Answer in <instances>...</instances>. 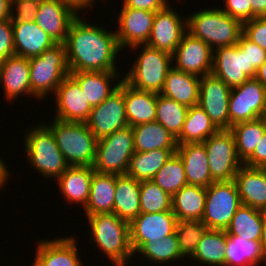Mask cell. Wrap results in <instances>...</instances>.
<instances>
[{"label":"cell","mask_w":266,"mask_h":266,"mask_svg":"<svg viewBox=\"0 0 266 266\" xmlns=\"http://www.w3.org/2000/svg\"><path fill=\"white\" fill-rule=\"evenodd\" d=\"M64 45L69 72H118L115 61L122 50L116 32L90 24L78 15L69 27Z\"/></svg>","instance_id":"1"},{"label":"cell","mask_w":266,"mask_h":266,"mask_svg":"<svg viewBox=\"0 0 266 266\" xmlns=\"http://www.w3.org/2000/svg\"><path fill=\"white\" fill-rule=\"evenodd\" d=\"M90 229V241L103 251L115 266H128L135 255L130 243V223L115 213H99L86 216Z\"/></svg>","instance_id":"2"},{"label":"cell","mask_w":266,"mask_h":266,"mask_svg":"<svg viewBox=\"0 0 266 266\" xmlns=\"http://www.w3.org/2000/svg\"><path fill=\"white\" fill-rule=\"evenodd\" d=\"M187 32L207 43L213 50L238 43L243 23L219 8L195 11L186 18Z\"/></svg>","instance_id":"3"},{"label":"cell","mask_w":266,"mask_h":266,"mask_svg":"<svg viewBox=\"0 0 266 266\" xmlns=\"http://www.w3.org/2000/svg\"><path fill=\"white\" fill-rule=\"evenodd\" d=\"M44 124L53 133L69 166L93 167L98 139L85 122L62 121L54 118L51 124Z\"/></svg>","instance_id":"4"},{"label":"cell","mask_w":266,"mask_h":266,"mask_svg":"<svg viewBox=\"0 0 266 266\" xmlns=\"http://www.w3.org/2000/svg\"><path fill=\"white\" fill-rule=\"evenodd\" d=\"M23 139L28 163L46 179L56 180L69 167L53 133L44 123L29 128Z\"/></svg>","instance_id":"5"},{"label":"cell","mask_w":266,"mask_h":266,"mask_svg":"<svg viewBox=\"0 0 266 266\" xmlns=\"http://www.w3.org/2000/svg\"><path fill=\"white\" fill-rule=\"evenodd\" d=\"M143 47V48H140ZM141 51L136 55L132 67L123 80L131 87L160 94L168 72L173 68L172 55L157 50L147 44L136 45L129 49Z\"/></svg>","instance_id":"6"},{"label":"cell","mask_w":266,"mask_h":266,"mask_svg":"<svg viewBox=\"0 0 266 266\" xmlns=\"http://www.w3.org/2000/svg\"><path fill=\"white\" fill-rule=\"evenodd\" d=\"M31 96L44 99L53 96L60 83L70 75L66 58V47L56 43L42 54L29 58Z\"/></svg>","instance_id":"7"},{"label":"cell","mask_w":266,"mask_h":266,"mask_svg":"<svg viewBox=\"0 0 266 266\" xmlns=\"http://www.w3.org/2000/svg\"><path fill=\"white\" fill-rule=\"evenodd\" d=\"M134 152V135L128 126L97 140L93 169L101 174H126Z\"/></svg>","instance_id":"8"},{"label":"cell","mask_w":266,"mask_h":266,"mask_svg":"<svg viewBox=\"0 0 266 266\" xmlns=\"http://www.w3.org/2000/svg\"><path fill=\"white\" fill-rule=\"evenodd\" d=\"M241 205L234 180L213 182L206 187L205 209L201 221L208 229L226 230Z\"/></svg>","instance_id":"9"},{"label":"cell","mask_w":266,"mask_h":266,"mask_svg":"<svg viewBox=\"0 0 266 266\" xmlns=\"http://www.w3.org/2000/svg\"><path fill=\"white\" fill-rule=\"evenodd\" d=\"M202 143L208 155L213 181L233 180L243 162L238 158L232 132L229 129H219Z\"/></svg>","instance_id":"10"},{"label":"cell","mask_w":266,"mask_h":266,"mask_svg":"<svg viewBox=\"0 0 266 266\" xmlns=\"http://www.w3.org/2000/svg\"><path fill=\"white\" fill-rule=\"evenodd\" d=\"M85 124L97 139L129 126L124 100V80L107 99L92 107Z\"/></svg>","instance_id":"11"},{"label":"cell","mask_w":266,"mask_h":266,"mask_svg":"<svg viewBox=\"0 0 266 266\" xmlns=\"http://www.w3.org/2000/svg\"><path fill=\"white\" fill-rule=\"evenodd\" d=\"M266 101V88L256 78L232 88L229 96V124L231 126L260 117Z\"/></svg>","instance_id":"12"},{"label":"cell","mask_w":266,"mask_h":266,"mask_svg":"<svg viewBox=\"0 0 266 266\" xmlns=\"http://www.w3.org/2000/svg\"><path fill=\"white\" fill-rule=\"evenodd\" d=\"M231 89L214 74L200 78L198 105L206 112L218 129H230L229 96Z\"/></svg>","instance_id":"13"},{"label":"cell","mask_w":266,"mask_h":266,"mask_svg":"<svg viewBox=\"0 0 266 266\" xmlns=\"http://www.w3.org/2000/svg\"><path fill=\"white\" fill-rule=\"evenodd\" d=\"M213 53L207 43L186 32L172 54L173 68L202 77L212 72Z\"/></svg>","instance_id":"14"},{"label":"cell","mask_w":266,"mask_h":266,"mask_svg":"<svg viewBox=\"0 0 266 266\" xmlns=\"http://www.w3.org/2000/svg\"><path fill=\"white\" fill-rule=\"evenodd\" d=\"M187 32L186 19L179 16L176 9L167 5L154 16L153 26L147 45L157 50L173 54Z\"/></svg>","instance_id":"15"},{"label":"cell","mask_w":266,"mask_h":266,"mask_svg":"<svg viewBox=\"0 0 266 266\" xmlns=\"http://www.w3.org/2000/svg\"><path fill=\"white\" fill-rule=\"evenodd\" d=\"M177 218L172 211L140 213L130 223V243L135 253L143 244L162 240L173 234Z\"/></svg>","instance_id":"16"},{"label":"cell","mask_w":266,"mask_h":266,"mask_svg":"<svg viewBox=\"0 0 266 266\" xmlns=\"http://www.w3.org/2000/svg\"><path fill=\"white\" fill-rule=\"evenodd\" d=\"M121 8L117 18L118 30L115 31L120 49L146 44L156 12L128 7Z\"/></svg>","instance_id":"17"},{"label":"cell","mask_w":266,"mask_h":266,"mask_svg":"<svg viewBox=\"0 0 266 266\" xmlns=\"http://www.w3.org/2000/svg\"><path fill=\"white\" fill-rule=\"evenodd\" d=\"M211 73L230 89L242 85L249 79L247 52L238 44L216 48Z\"/></svg>","instance_id":"18"},{"label":"cell","mask_w":266,"mask_h":266,"mask_svg":"<svg viewBox=\"0 0 266 266\" xmlns=\"http://www.w3.org/2000/svg\"><path fill=\"white\" fill-rule=\"evenodd\" d=\"M54 97V118L72 122H85L88 119L92 107L79 84L70 75L57 87Z\"/></svg>","instance_id":"19"},{"label":"cell","mask_w":266,"mask_h":266,"mask_svg":"<svg viewBox=\"0 0 266 266\" xmlns=\"http://www.w3.org/2000/svg\"><path fill=\"white\" fill-rule=\"evenodd\" d=\"M78 15L71 6L59 0H47L39 4L34 21L52 40L64 44L69 27Z\"/></svg>","instance_id":"20"},{"label":"cell","mask_w":266,"mask_h":266,"mask_svg":"<svg viewBox=\"0 0 266 266\" xmlns=\"http://www.w3.org/2000/svg\"><path fill=\"white\" fill-rule=\"evenodd\" d=\"M76 241L73 236L40 240L32 266H83Z\"/></svg>","instance_id":"21"},{"label":"cell","mask_w":266,"mask_h":266,"mask_svg":"<svg viewBox=\"0 0 266 266\" xmlns=\"http://www.w3.org/2000/svg\"><path fill=\"white\" fill-rule=\"evenodd\" d=\"M0 85L6 101L31 95L29 59L12 55L0 63Z\"/></svg>","instance_id":"22"},{"label":"cell","mask_w":266,"mask_h":266,"mask_svg":"<svg viewBox=\"0 0 266 266\" xmlns=\"http://www.w3.org/2000/svg\"><path fill=\"white\" fill-rule=\"evenodd\" d=\"M233 180L243 205L266 211V168L243 164Z\"/></svg>","instance_id":"23"},{"label":"cell","mask_w":266,"mask_h":266,"mask_svg":"<svg viewBox=\"0 0 266 266\" xmlns=\"http://www.w3.org/2000/svg\"><path fill=\"white\" fill-rule=\"evenodd\" d=\"M119 74L100 71L70 72V76L79 84L91 107L98 106L118 88L123 80ZM115 82L116 85L112 87Z\"/></svg>","instance_id":"24"},{"label":"cell","mask_w":266,"mask_h":266,"mask_svg":"<svg viewBox=\"0 0 266 266\" xmlns=\"http://www.w3.org/2000/svg\"><path fill=\"white\" fill-rule=\"evenodd\" d=\"M15 55L25 58L39 56L56 42L35 21L12 22Z\"/></svg>","instance_id":"25"},{"label":"cell","mask_w":266,"mask_h":266,"mask_svg":"<svg viewBox=\"0 0 266 266\" xmlns=\"http://www.w3.org/2000/svg\"><path fill=\"white\" fill-rule=\"evenodd\" d=\"M176 153L183 161L188 184L208 187L214 182L210 175L208 155L202 142L178 144Z\"/></svg>","instance_id":"26"},{"label":"cell","mask_w":266,"mask_h":266,"mask_svg":"<svg viewBox=\"0 0 266 266\" xmlns=\"http://www.w3.org/2000/svg\"><path fill=\"white\" fill-rule=\"evenodd\" d=\"M94 169L91 166H69L66 171L58 177L57 185L64 199L72 205L73 203L86 206L89 198L91 180ZM72 203V204H71Z\"/></svg>","instance_id":"27"},{"label":"cell","mask_w":266,"mask_h":266,"mask_svg":"<svg viewBox=\"0 0 266 266\" xmlns=\"http://www.w3.org/2000/svg\"><path fill=\"white\" fill-rule=\"evenodd\" d=\"M200 78L172 68L166 76L160 94L187 107L198 105Z\"/></svg>","instance_id":"28"},{"label":"cell","mask_w":266,"mask_h":266,"mask_svg":"<svg viewBox=\"0 0 266 266\" xmlns=\"http://www.w3.org/2000/svg\"><path fill=\"white\" fill-rule=\"evenodd\" d=\"M157 95L135 89L124 81L126 118L130 127L155 121Z\"/></svg>","instance_id":"29"},{"label":"cell","mask_w":266,"mask_h":266,"mask_svg":"<svg viewBox=\"0 0 266 266\" xmlns=\"http://www.w3.org/2000/svg\"><path fill=\"white\" fill-rule=\"evenodd\" d=\"M117 175L94 172L86 206V216L99 213H114Z\"/></svg>","instance_id":"30"},{"label":"cell","mask_w":266,"mask_h":266,"mask_svg":"<svg viewBox=\"0 0 266 266\" xmlns=\"http://www.w3.org/2000/svg\"><path fill=\"white\" fill-rule=\"evenodd\" d=\"M114 213L128 223L140 214V181L127 174L117 175Z\"/></svg>","instance_id":"31"},{"label":"cell","mask_w":266,"mask_h":266,"mask_svg":"<svg viewBox=\"0 0 266 266\" xmlns=\"http://www.w3.org/2000/svg\"><path fill=\"white\" fill-rule=\"evenodd\" d=\"M135 152L157 149H177L176 138L157 121L132 127Z\"/></svg>","instance_id":"32"},{"label":"cell","mask_w":266,"mask_h":266,"mask_svg":"<svg viewBox=\"0 0 266 266\" xmlns=\"http://www.w3.org/2000/svg\"><path fill=\"white\" fill-rule=\"evenodd\" d=\"M206 187L187 184L172 196V212L178 221L202 220Z\"/></svg>","instance_id":"33"},{"label":"cell","mask_w":266,"mask_h":266,"mask_svg":"<svg viewBox=\"0 0 266 266\" xmlns=\"http://www.w3.org/2000/svg\"><path fill=\"white\" fill-rule=\"evenodd\" d=\"M265 263L260 241L246 240L228 235L225 249V266H258Z\"/></svg>","instance_id":"34"},{"label":"cell","mask_w":266,"mask_h":266,"mask_svg":"<svg viewBox=\"0 0 266 266\" xmlns=\"http://www.w3.org/2000/svg\"><path fill=\"white\" fill-rule=\"evenodd\" d=\"M176 151L177 149H157L134 152L126 174L138 181L152 180Z\"/></svg>","instance_id":"35"},{"label":"cell","mask_w":266,"mask_h":266,"mask_svg":"<svg viewBox=\"0 0 266 266\" xmlns=\"http://www.w3.org/2000/svg\"><path fill=\"white\" fill-rule=\"evenodd\" d=\"M219 129L206 112L199 106L189 107L181 133L176 137L177 144L204 142Z\"/></svg>","instance_id":"36"},{"label":"cell","mask_w":266,"mask_h":266,"mask_svg":"<svg viewBox=\"0 0 266 266\" xmlns=\"http://www.w3.org/2000/svg\"><path fill=\"white\" fill-rule=\"evenodd\" d=\"M227 236L225 230L207 229L191 256L193 261L204 266H225Z\"/></svg>","instance_id":"37"},{"label":"cell","mask_w":266,"mask_h":266,"mask_svg":"<svg viewBox=\"0 0 266 266\" xmlns=\"http://www.w3.org/2000/svg\"><path fill=\"white\" fill-rule=\"evenodd\" d=\"M265 212L241 205L235 212L227 229V235H237L250 241H260Z\"/></svg>","instance_id":"38"},{"label":"cell","mask_w":266,"mask_h":266,"mask_svg":"<svg viewBox=\"0 0 266 266\" xmlns=\"http://www.w3.org/2000/svg\"><path fill=\"white\" fill-rule=\"evenodd\" d=\"M235 139L238 158L244 163L254 152L266 131V124L260 119L237 123L229 129Z\"/></svg>","instance_id":"39"},{"label":"cell","mask_w":266,"mask_h":266,"mask_svg":"<svg viewBox=\"0 0 266 266\" xmlns=\"http://www.w3.org/2000/svg\"><path fill=\"white\" fill-rule=\"evenodd\" d=\"M141 254V257L146 258L148 262L167 264V262H175L180 260H185L181 255L178 243V237L176 232L165 236L162 240H156L152 243L143 244L135 254ZM184 258V259H183Z\"/></svg>","instance_id":"40"},{"label":"cell","mask_w":266,"mask_h":266,"mask_svg":"<svg viewBox=\"0 0 266 266\" xmlns=\"http://www.w3.org/2000/svg\"><path fill=\"white\" fill-rule=\"evenodd\" d=\"M188 110L189 107L158 94L155 121L163 125L176 138L181 133Z\"/></svg>","instance_id":"41"},{"label":"cell","mask_w":266,"mask_h":266,"mask_svg":"<svg viewBox=\"0 0 266 266\" xmlns=\"http://www.w3.org/2000/svg\"><path fill=\"white\" fill-rule=\"evenodd\" d=\"M163 191L171 196L186 186L187 178L183 161L177 153L163 165L152 179Z\"/></svg>","instance_id":"42"},{"label":"cell","mask_w":266,"mask_h":266,"mask_svg":"<svg viewBox=\"0 0 266 266\" xmlns=\"http://www.w3.org/2000/svg\"><path fill=\"white\" fill-rule=\"evenodd\" d=\"M172 196L152 180L140 181V213L172 211Z\"/></svg>","instance_id":"43"},{"label":"cell","mask_w":266,"mask_h":266,"mask_svg":"<svg viewBox=\"0 0 266 266\" xmlns=\"http://www.w3.org/2000/svg\"><path fill=\"white\" fill-rule=\"evenodd\" d=\"M208 228L201 220L177 221L175 232L178 237L179 249L183 257L190 258Z\"/></svg>","instance_id":"44"},{"label":"cell","mask_w":266,"mask_h":266,"mask_svg":"<svg viewBox=\"0 0 266 266\" xmlns=\"http://www.w3.org/2000/svg\"><path fill=\"white\" fill-rule=\"evenodd\" d=\"M237 44L244 52H247L248 77L255 78L256 71L266 61V50L247 39L243 34Z\"/></svg>","instance_id":"45"},{"label":"cell","mask_w":266,"mask_h":266,"mask_svg":"<svg viewBox=\"0 0 266 266\" xmlns=\"http://www.w3.org/2000/svg\"><path fill=\"white\" fill-rule=\"evenodd\" d=\"M242 34L266 50V17H256L244 22Z\"/></svg>","instance_id":"46"},{"label":"cell","mask_w":266,"mask_h":266,"mask_svg":"<svg viewBox=\"0 0 266 266\" xmlns=\"http://www.w3.org/2000/svg\"><path fill=\"white\" fill-rule=\"evenodd\" d=\"M39 4L31 0H12L11 16L12 22H30L34 21L38 12ZM14 10L16 11L14 14Z\"/></svg>","instance_id":"47"},{"label":"cell","mask_w":266,"mask_h":266,"mask_svg":"<svg viewBox=\"0 0 266 266\" xmlns=\"http://www.w3.org/2000/svg\"><path fill=\"white\" fill-rule=\"evenodd\" d=\"M225 1V2H224ZM225 4L221 10L242 23L252 19V6L250 0H223Z\"/></svg>","instance_id":"48"},{"label":"cell","mask_w":266,"mask_h":266,"mask_svg":"<svg viewBox=\"0 0 266 266\" xmlns=\"http://www.w3.org/2000/svg\"><path fill=\"white\" fill-rule=\"evenodd\" d=\"M15 55L12 21H0V63Z\"/></svg>","instance_id":"49"},{"label":"cell","mask_w":266,"mask_h":266,"mask_svg":"<svg viewBox=\"0 0 266 266\" xmlns=\"http://www.w3.org/2000/svg\"><path fill=\"white\" fill-rule=\"evenodd\" d=\"M121 7L148 10L157 12L165 8L169 3L168 0H123Z\"/></svg>","instance_id":"50"},{"label":"cell","mask_w":266,"mask_h":266,"mask_svg":"<svg viewBox=\"0 0 266 266\" xmlns=\"http://www.w3.org/2000/svg\"><path fill=\"white\" fill-rule=\"evenodd\" d=\"M243 164L250 167L266 168V131L253 154Z\"/></svg>","instance_id":"51"},{"label":"cell","mask_w":266,"mask_h":266,"mask_svg":"<svg viewBox=\"0 0 266 266\" xmlns=\"http://www.w3.org/2000/svg\"><path fill=\"white\" fill-rule=\"evenodd\" d=\"M69 6H71L78 14L79 11L81 12L86 11L87 8L93 9V4L95 0H59Z\"/></svg>","instance_id":"52"},{"label":"cell","mask_w":266,"mask_h":266,"mask_svg":"<svg viewBox=\"0 0 266 266\" xmlns=\"http://www.w3.org/2000/svg\"><path fill=\"white\" fill-rule=\"evenodd\" d=\"M252 6V19L266 17V0H250Z\"/></svg>","instance_id":"53"},{"label":"cell","mask_w":266,"mask_h":266,"mask_svg":"<svg viewBox=\"0 0 266 266\" xmlns=\"http://www.w3.org/2000/svg\"><path fill=\"white\" fill-rule=\"evenodd\" d=\"M12 0H0V21L9 20Z\"/></svg>","instance_id":"54"},{"label":"cell","mask_w":266,"mask_h":266,"mask_svg":"<svg viewBox=\"0 0 266 266\" xmlns=\"http://www.w3.org/2000/svg\"><path fill=\"white\" fill-rule=\"evenodd\" d=\"M11 171L7 169V165L3 162L2 157H0V189L4 188L6 181L9 180Z\"/></svg>","instance_id":"55"},{"label":"cell","mask_w":266,"mask_h":266,"mask_svg":"<svg viewBox=\"0 0 266 266\" xmlns=\"http://www.w3.org/2000/svg\"><path fill=\"white\" fill-rule=\"evenodd\" d=\"M255 78L259 80L266 88V61L256 71Z\"/></svg>","instance_id":"56"},{"label":"cell","mask_w":266,"mask_h":266,"mask_svg":"<svg viewBox=\"0 0 266 266\" xmlns=\"http://www.w3.org/2000/svg\"><path fill=\"white\" fill-rule=\"evenodd\" d=\"M260 243H261L262 253H263L264 259L266 261V215L264 216L262 233H261V237H260Z\"/></svg>","instance_id":"57"},{"label":"cell","mask_w":266,"mask_h":266,"mask_svg":"<svg viewBox=\"0 0 266 266\" xmlns=\"http://www.w3.org/2000/svg\"><path fill=\"white\" fill-rule=\"evenodd\" d=\"M259 118L266 124V101L264 103V107Z\"/></svg>","instance_id":"58"},{"label":"cell","mask_w":266,"mask_h":266,"mask_svg":"<svg viewBox=\"0 0 266 266\" xmlns=\"http://www.w3.org/2000/svg\"><path fill=\"white\" fill-rule=\"evenodd\" d=\"M31 1H36L38 3H41V2H44V1H47V0H31Z\"/></svg>","instance_id":"59"}]
</instances>
